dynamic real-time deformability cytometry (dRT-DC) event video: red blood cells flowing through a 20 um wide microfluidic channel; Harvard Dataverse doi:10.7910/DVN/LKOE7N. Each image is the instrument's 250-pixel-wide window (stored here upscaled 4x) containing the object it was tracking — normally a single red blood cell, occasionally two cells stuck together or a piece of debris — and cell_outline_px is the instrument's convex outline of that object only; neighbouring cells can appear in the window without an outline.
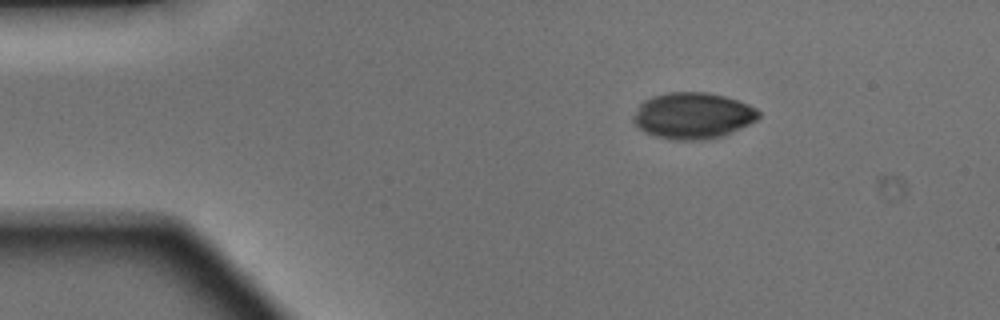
{"species": "Egyptian fruit bat (a non-hibernating species)", "species_latin": "Rousettus aegyptiacus", "temperature_condition": "warm", "stored_images_in_passage": 4, "camera_frame_rate_fps": 3000, "um_per_image_px": 0.085, "animal": {"sex": "male"}, "frame": {"image": 1, "passage_image": 1, "time_ms": 0.0, "image_size_px": [1000, 320], "cell_outline_px": [[760, 116], [756, 120], [724, 136], [704, 140], [676, 140], [656, 136], [644, 132], [632, 120], [632, 116], [640, 104], [644, 100], [652, 96], [668, 92], [708, 92], [724, 96], [748, 104], [756, 108], [760, 112]], "centroid_in_image_um": [58.89, 9.83], "position_along_channel_um": 26.1, "area_um2": 33.81}}